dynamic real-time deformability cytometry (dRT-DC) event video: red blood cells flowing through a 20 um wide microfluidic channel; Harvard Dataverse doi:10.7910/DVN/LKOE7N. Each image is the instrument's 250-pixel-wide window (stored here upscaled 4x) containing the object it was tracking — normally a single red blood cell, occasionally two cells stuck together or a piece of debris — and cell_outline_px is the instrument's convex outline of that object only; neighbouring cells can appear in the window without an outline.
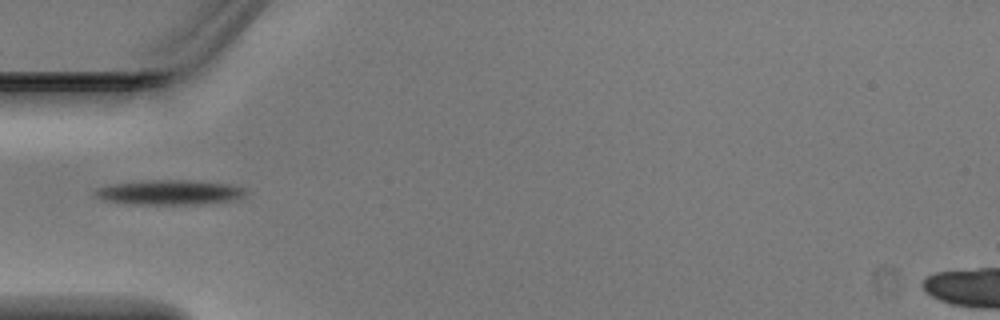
{"species": "Egyptian fruit bat (a non-hibernating species)", "species_latin": "Rousettus aegyptiacus", "temperature_condition": "warm", "stored_images_in_passage": 4, "camera_frame_rate_fps": 3000, "um_per_image_px": 0.085, "animal": {"sex": "male"}, "frame": {"image": 1, "passage_image": 4, "time_ms": 1.0, "image_size_px": [1000, 320], "cell_outline_px": [[248, 192], [244, 196], [232, 200], [200, 204], [128, 204], [104, 200], [92, 196], [92, 192], [96, 188], [108, 184], [144, 180], [192, 180], [232, 184], [244, 188]], "centroid_in_image_um": [14.35, 16.34], "position_along_channel_um": 70.6, "area_um2": 22.2}}